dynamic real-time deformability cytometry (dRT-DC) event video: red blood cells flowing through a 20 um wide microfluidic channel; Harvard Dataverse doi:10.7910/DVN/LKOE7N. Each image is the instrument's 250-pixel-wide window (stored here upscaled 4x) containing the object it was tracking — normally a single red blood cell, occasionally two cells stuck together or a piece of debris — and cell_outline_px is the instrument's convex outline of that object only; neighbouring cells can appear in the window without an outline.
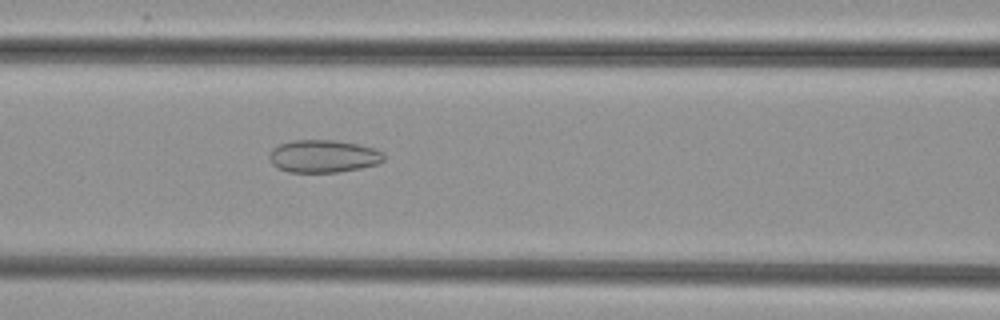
{"species": "common noctule bat (a hibernating species)", "species_latin": "Nyctalus noctula", "temperature_condition": "cold", "stored_images_in_passage": 50, "camera_frame_rate_fps": 3000, "um_per_image_px": 0.085, "animal": {"sex": "female", "body_mass_g": 29.2, "forearm_length_mm": 56.3}, "frame": {"image": 1, "passage_image": 23, "time_ms": 7.333, "image_size_px": [1000, 320], "cell_outline_px": [[384, 160], [376, 164], [360, 168], [336, 172], [288, 172], [276, 168], [272, 164], [268, 156], [272, 148], [280, 144], [292, 140], [336, 140], [376, 148], [384, 152]], "centroid_in_image_um": [27.47, 13.27], "position_along_channel_um": 139.1, "area_um2": 21.91}}
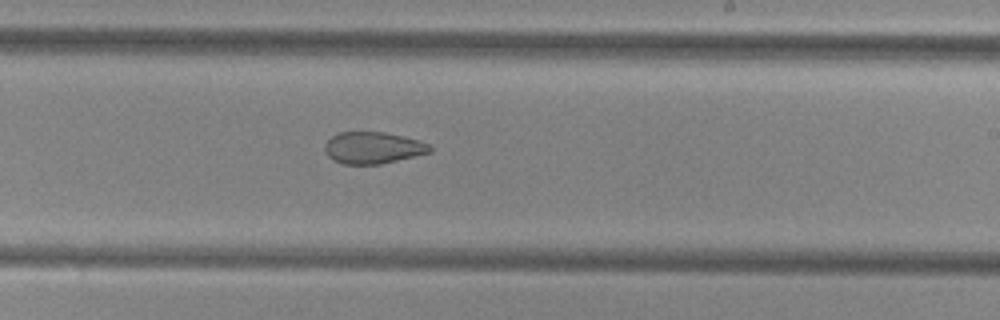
{"frame": {"image": 2, "passage_image": 32, "time_ms": 10.333, "image_size_px": [1000, 320], "cell_outline_px": [[432, 152], [380, 164], [344, 164], [332, 160], [328, 156], [324, 148], [324, 144], [332, 136], [340, 132], [384, 132], [404, 136], [428, 144], [432, 148]], "centroid_in_image_um": [31.68, 12.56], "position_along_channel_um": 257.3, "area_um2": 19.36}}
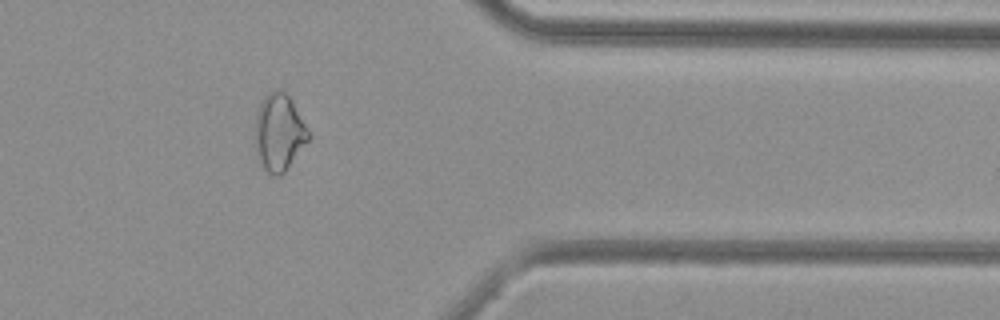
{"frame": {"image": 3, "passage_image": 43, "time_ms": 14.0, "image_size_px": [1000, 320], "cell_outline_px": [[312, 136], [284, 172], [280, 176], [272, 176], [264, 168], [256, 152], [256, 116], [260, 104], [268, 92], [280, 88], [292, 100]], "centroid_in_image_um": [23.74, 11.25], "position_along_channel_um": 387.7, "area_um2": 23.7}}